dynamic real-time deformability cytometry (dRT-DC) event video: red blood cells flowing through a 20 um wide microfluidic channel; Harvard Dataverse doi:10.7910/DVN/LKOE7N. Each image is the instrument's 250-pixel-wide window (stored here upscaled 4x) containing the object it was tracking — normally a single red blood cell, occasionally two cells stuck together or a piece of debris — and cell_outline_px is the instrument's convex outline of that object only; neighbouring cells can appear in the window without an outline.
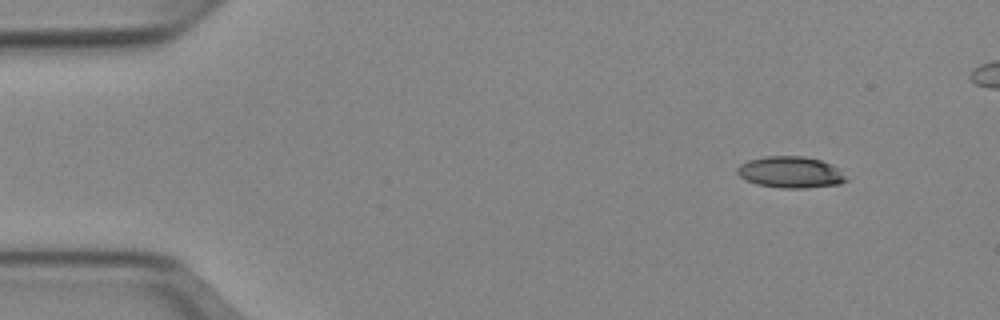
{"species": "Egyptian fruit bat (a non-hibernating species)", "species_latin": "Rousettus aegyptiacus", "temperature_condition": "cold", "stored_images_in_passage": 44, "camera_frame_rate_fps": 3000, "um_per_image_px": 0.085, "animal": {"sex": "female"}, "frame": {"image": 1, "passage_image": 1, "time_ms": 0.0, "image_size_px": [1000, 320], "cell_outline_px": [[848, 180], [840, 184], [804, 188], [780, 188], [756, 184], [740, 176], [736, 172], [736, 168], [740, 164], [748, 160], [764, 156], [804, 156], [820, 160], [832, 164], [840, 168]], "centroid_in_image_um": [67.21, 14.63], "position_along_channel_um": 17.8, "area_um2": 20.11}}
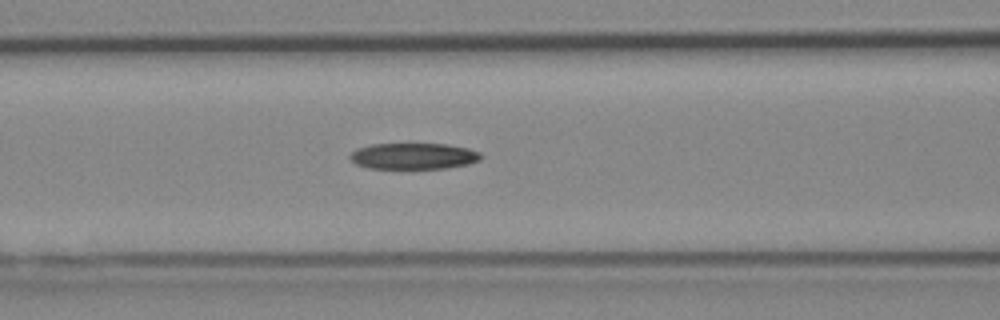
{"frame": {"image": 2, "passage_image": 17, "time_ms": 5.333, "image_size_px": [1000, 320], "cell_outline_px": [[484, 156], [480, 160], [468, 164], [444, 168], [368, 168], [356, 164], [348, 156], [356, 148], [372, 144], [448, 144], [468, 148], [480, 152]], "centroid_in_image_um": [35.17, 13.26], "position_along_channel_um": 131.4, "area_um2": 20.0}}
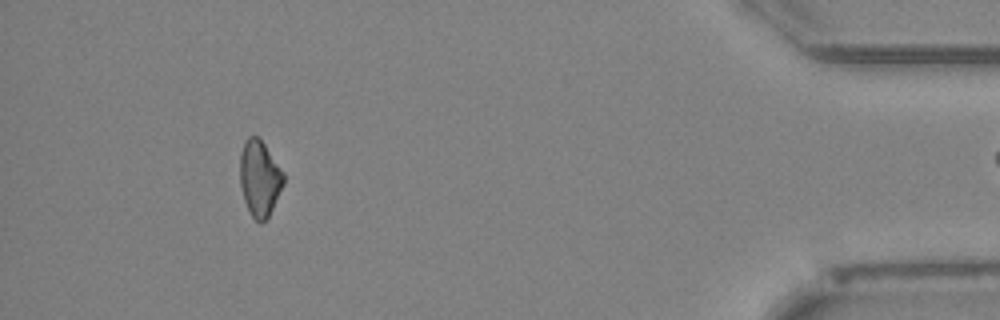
{"frame": {"image": 3, "passage_image": 43, "time_ms": 14.0, "image_size_px": [1000, 320], "cell_outline_px": [[284, 184], [268, 216], [260, 224], [252, 216], [244, 200], [240, 184], [240, 152], [244, 140], [248, 136], [256, 136], [264, 144], [284, 172]], "centroid_in_image_um": [22.05, 15.13], "position_along_channel_um": 413.1, "area_um2": 19.13}}